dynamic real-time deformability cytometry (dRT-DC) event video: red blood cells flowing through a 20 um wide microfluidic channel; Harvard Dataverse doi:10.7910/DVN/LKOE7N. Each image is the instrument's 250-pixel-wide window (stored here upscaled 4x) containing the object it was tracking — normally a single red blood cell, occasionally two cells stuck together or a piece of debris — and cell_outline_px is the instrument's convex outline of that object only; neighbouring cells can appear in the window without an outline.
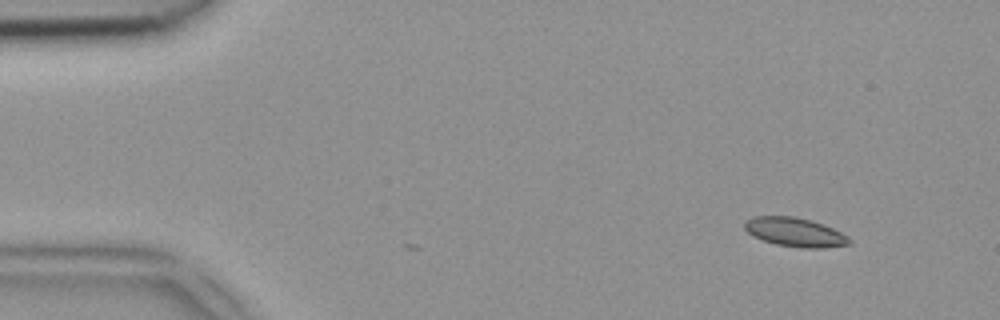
{"species": "common noctule bat (a hibernating species)", "species_latin": "Nyctalus noctula", "temperature_condition": "room temperature", "stored_images_in_passage": 6, "camera_frame_rate_fps": 3000, "um_per_image_px": 0.085, "animal": {"sex": "female", "body_mass_g": 18.4}, "frame": {"image": 1, "passage_image": 6, "time_ms": 1.667, "image_size_px": [1000, 320], "cell_outline_px": [[852, 240], [848, 244], [820, 248], [804, 248], [776, 244], [764, 240], [748, 232], [744, 228], [744, 220], [752, 216], [796, 216], [812, 220], [824, 224], [848, 236]], "centroid_in_image_um": [67.56, 19.71], "position_along_channel_um": 17.4, "area_um2": 17.63}}